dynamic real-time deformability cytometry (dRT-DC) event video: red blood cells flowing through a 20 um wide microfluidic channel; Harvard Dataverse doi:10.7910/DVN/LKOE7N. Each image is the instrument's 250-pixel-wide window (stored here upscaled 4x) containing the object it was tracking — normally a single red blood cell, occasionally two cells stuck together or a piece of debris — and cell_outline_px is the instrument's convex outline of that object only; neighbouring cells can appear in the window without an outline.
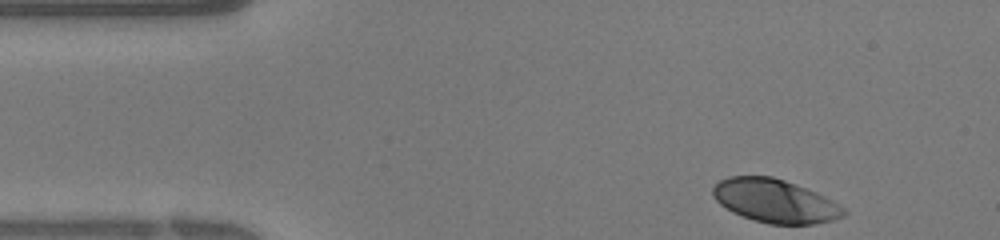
{"species": "human", "species_latin": "Homo sapiens", "temperature_condition": "warm", "stored_images_in_passage": 29, "camera_frame_rate_fps": 3000, "um_per_image_px": 0.085, "donor": {"sex": "female"}, "frame": {"image": 1, "passage_image": 1, "time_ms": 0.0, "image_size_px": [1000, 240], "cell_outline_px": [[848, 212], [844, 216], [832, 220], [812, 224], [768, 224], [752, 220], [732, 212], [720, 204], [712, 196], [712, 188], [720, 180], [728, 176], [772, 176], [796, 184], [816, 192], [832, 200], [844, 208]], "centroid_in_image_um": [65.86, 17.08], "position_along_channel_um": 19.1, "area_um2": 33.18}}
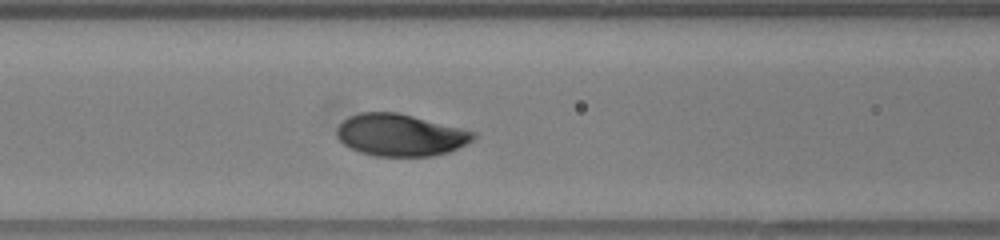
{"frame": {"image": 2, "passage_image": 12, "time_ms": 3.667, "image_size_px": [1000, 240], "cell_outline_px": [[476, 136], [472, 140], [448, 152], [432, 156], [376, 156], [360, 152], [348, 148], [336, 136], [336, 128], [348, 116], [360, 112], [396, 112], [476, 132]], "centroid_in_image_um": [33.97, 11.48], "position_along_channel_um": 132.6, "area_um2": 33.23}}
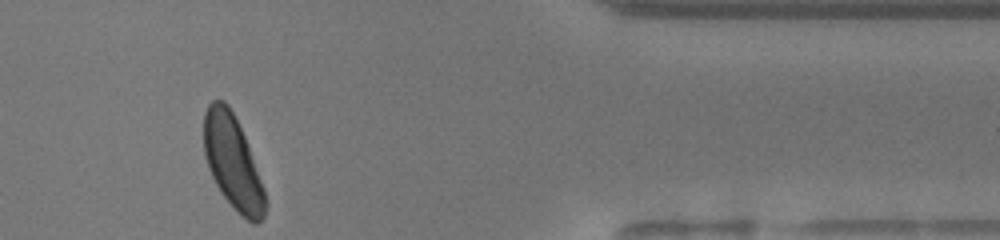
{"frame": {"image": 3, "passage_image": 29, "time_ms": 9.333, "image_size_px": [1000, 240], "cell_outline_px": [[268, 204], [264, 216], [256, 224], [252, 224], [236, 212], [220, 192], [208, 168], [204, 156], [204, 112], [208, 104], [212, 100], [224, 100], [228, 104], [244, 136], [264, 188]], "centroid_in_image_um": [19.78, 13.84], "position_along_channel_um": 391.6, "area_um2": 33.47}}